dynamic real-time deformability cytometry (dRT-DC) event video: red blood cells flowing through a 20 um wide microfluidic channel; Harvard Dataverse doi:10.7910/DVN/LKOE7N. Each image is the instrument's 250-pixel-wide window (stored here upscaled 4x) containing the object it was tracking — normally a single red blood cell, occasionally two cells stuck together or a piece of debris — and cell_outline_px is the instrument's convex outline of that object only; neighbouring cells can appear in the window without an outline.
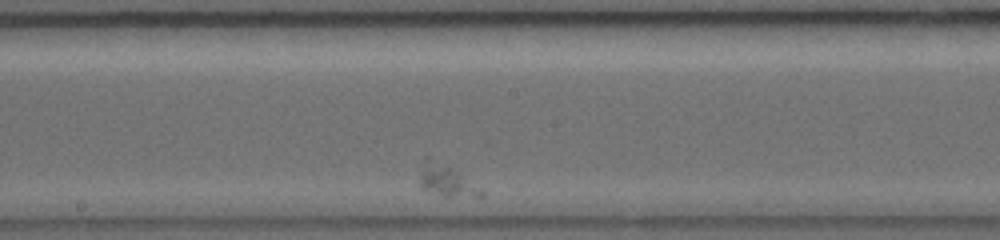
{"species": "common noctule bat (a hibernating species)", "species_latin": "Nyctalus noctula", "temperature_condition": "warm", "stored_images_in_passage": 9, "camera_frame_rate_fps": 5000, "um_per_image_px": 0.085, "animal": {"sex": "female", "body_mass_g": 19.0, "forearm_length_mm": 56.7}, "frame": {"image": 1, "passage_image": 6, "time_ms": 4.6, "image_size_px": [1000, 240], "cell_outline_px": [[484, 196], [440, 196], [424, 188], [420, 184], [420, 172], [424, 156], [428, 156], [484, 188]], "centroid_in_image_um": [37.96, 15.36], "position_along_channel_um": 210.2, "area_um2": 11.04}}